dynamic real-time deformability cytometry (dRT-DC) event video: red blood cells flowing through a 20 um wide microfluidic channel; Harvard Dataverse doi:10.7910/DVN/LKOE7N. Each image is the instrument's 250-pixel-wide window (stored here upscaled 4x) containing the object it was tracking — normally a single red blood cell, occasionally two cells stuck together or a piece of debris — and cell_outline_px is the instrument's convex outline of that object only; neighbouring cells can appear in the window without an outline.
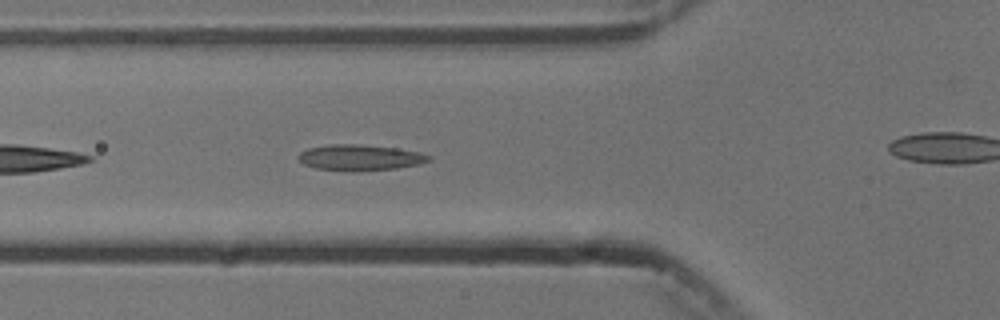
{"species": "common noctule bat (a hibernating species)", "species_latin": "Nyctalus noctula", "temperature_condition": "cold", "stored_images_in_passage": 7, "segment_of_instrument_passage": [1, 2], "camera_frame_rate_fps": 3000, "um_per_image_px": 0.085, "animal": {"sex": "male", "body_mass_g": 13.3}, "frame": {"image": 1, "passage_image": 6, "time_ms": 5.667, "image_size_px": [1000, 320], "cell_outline_px": [[432, 160], [420, 164], [396, 168], [352, 172], [316, 168], [304, 164], [296, 156], [300, 152], [308, 148], [328, 144], [360, 144], [396, 148], [420, 152], [432, 156]], "centroid_in_image_um": [30.61, 13.39], "position_along_channel_um": 95.2, "area_um2": 19.88}}